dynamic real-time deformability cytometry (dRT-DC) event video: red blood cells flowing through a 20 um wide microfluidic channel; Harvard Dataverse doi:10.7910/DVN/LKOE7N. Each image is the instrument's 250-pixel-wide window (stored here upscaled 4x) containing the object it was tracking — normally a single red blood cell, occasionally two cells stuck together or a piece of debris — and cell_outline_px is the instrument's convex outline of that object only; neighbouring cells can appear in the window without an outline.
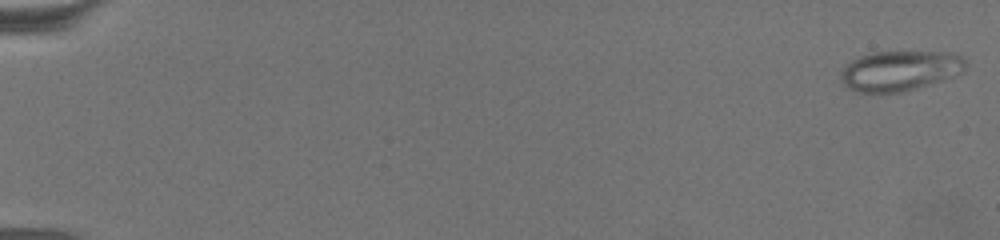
{"species": "common noctule bat (a hibernating species)", "species_latin": "Nyctalus noctula", "temperature_condition": "warm", "stored_images_in_passage": 48, "camera_frame_rate_fps": 3000, "um_per_image_px": 0.085, "animal": {"sex": "female", "body_mass_g": 19.5, "forearm_length_mm": 54.1}, "frame": {"image": 1, "passage_image": 1, "time_ms": 0.0, "image_size_px": [1000, 240], "cell_outline_px": [[964, 72], [900, 92], [860, 92], [844, 84], [840, 76], [840, 72], [852, 60], [860, 56], [872, 52], [948, 52], [960, 56], [964, 60]], "centroid_in_image_um": [76.46, 5.99], "position_along_channel_um": 8.5, "area_um2": 28.32}}
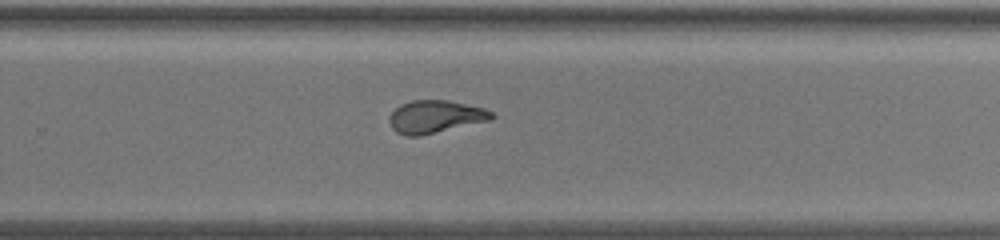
{"frame": {"image": 2, "passage_image": 27, "time_ms": 8.667, "image_size_px": [1000, 240], "cell_outline_px": [[496, 116], [492, 120], [420, 136], [408, 136], [396, 132], [392, 128], [388, 120], [388, 116], [400, 104], [412, 100], [448, 100], [484, 108], [492, 112]], "centroid_in_image_um": [37.0, 9.92], "position_along_channel_um": 292.8, "area_um2": 19.65}}
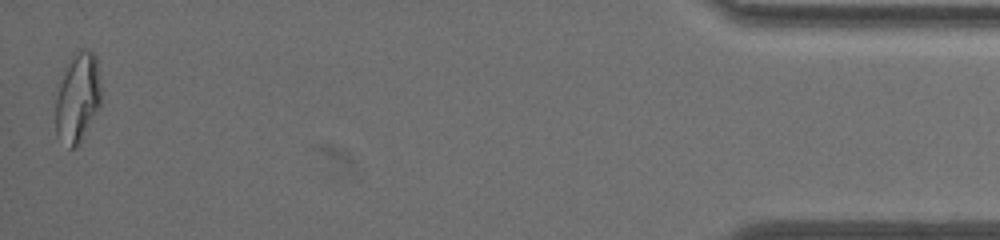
{"frame": {"image": 3, "passage_image": 47, "time_ms": 15.333, "image_size_px": [1000, 240], "cell_outline_px": [[100, 104], [76, 148], [68, 148], [56, 136], [56, 96], [64, 72], [76, 48], [84, 48], [92, 52], [96, 56], [100, 88]], "centroid_in_image_um": [6.58, 8.29], "position_along_channel_um": 428.6, "area_um2": 23.35}, "authors_computed_cell_mechanics": {"area_um2": 20.3456, "velocity_mm_per_s": 3.0949, "shape_relaxation_time_tau1_ms": 4.0431, "shape_relaxation_time_tau2_ms": 0.7745, "deformation_change_tau1": 0.1947, "deformation_change_tau2": 0.0655}}